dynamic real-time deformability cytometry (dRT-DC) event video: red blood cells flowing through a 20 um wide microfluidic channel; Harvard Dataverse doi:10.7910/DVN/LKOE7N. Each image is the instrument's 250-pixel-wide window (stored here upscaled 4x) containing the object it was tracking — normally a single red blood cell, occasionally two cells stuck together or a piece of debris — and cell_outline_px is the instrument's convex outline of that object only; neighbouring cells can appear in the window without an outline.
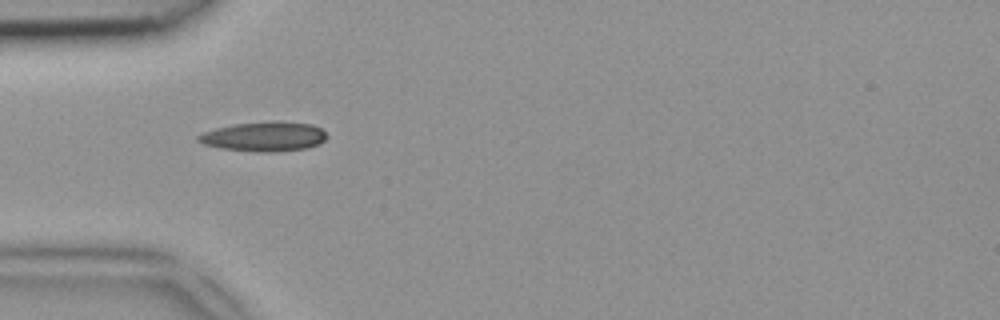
{"species": "common noctule bat (a hibernating species)", "species_latin": "Nyctalus noctula", "temperature_condition": "room temperature", "stored_images_in_passage": 47, "camera_frame_rate_fps": 3000, "um_per_image_px": 0.085, "animal": {"sex": "female", "body_mass_g": 18.4}, "frame": {"image": 1, "passage_image": 15, "time_ms": 4.667, "image_size_px": [1000, 320], "cell_outline_px": [[328, 136], [320, 144], [304, 148], [272, 152], [264, 152], [224, 148], [204, 144], [196, 140], [196, 136], [204, 132], [216, 128], [236, 124], [312, 124], [320, 128]], "centroid_in_image_um": [22.43, 11.65], "position_along_channel_um": 62.6, "area_um2": 20.87}}
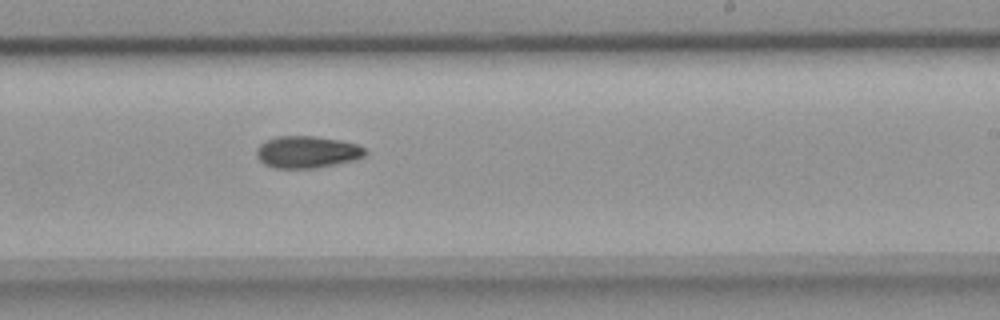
{"frame": {"image": 2, "passage_image": 29, "time_ms": 9.333, "image_size_px": [1000, 320], "cell_outline_px": [[368, 152], [364, 156], [352, 160], [336, 164], [316, 168], [272, 168], [264, 164], [256, 156], [256, 148], [260, 144], [268, 140], [280, 136], [312, 136], [340, 140], [356, 144], [364, 148]], "centroid_in_image_um": [26.08, 12.93], "position_along_channel_um": 262.9, "area_um2": 20.17}}
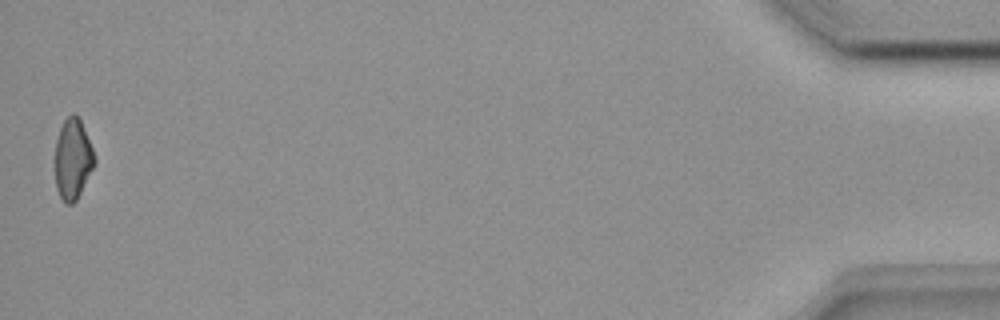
{"frame": {"image": 3, "passage_image": 47, "time_ms": 15.333, "image_size_px": [1000, 320], "cell_outline_px": [[96, 164], [76, 200], [72, 204], [64, 204], [56, 188], [56, 140], [60, 128], [64, 120], [72, 112], [76, 112], [80, 120], [92, 148], [96, 160]], "centroid_in_image_um": [6.19, 13.52], "position_along_channel_um": 429.0, "area_um2": 18.44}}